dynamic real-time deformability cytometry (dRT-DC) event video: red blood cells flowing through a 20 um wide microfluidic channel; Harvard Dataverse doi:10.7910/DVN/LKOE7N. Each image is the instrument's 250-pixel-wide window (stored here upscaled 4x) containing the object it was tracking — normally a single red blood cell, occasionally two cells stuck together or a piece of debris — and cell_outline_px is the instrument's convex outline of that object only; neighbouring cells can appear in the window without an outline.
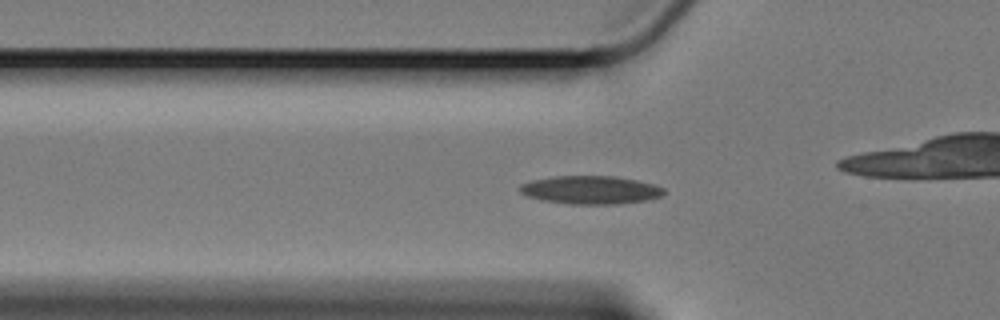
{"species": "Egyptian fruit bat (a non-hibernating species)", "species_latin": "Rousettus aegyptiacus", "temperature_condition": "cold", "stored_images_in_passage": 50, "camera_frame_rate_fps": 3000, "um_per_image_px": 0.085, "animal": {"sex": "female"}, "frame": {"image": 1, "passage_image": 9, "time_ms": 2.667, "image_size_px": [1000, 320], "cell_outline_px": [[664, 196], [648, 200], [620, 204], [568, 204], [540, 200], [528, 196], [520, 192], [520, 184], [532, 180], [556, 176], [616, 176], [656, 184], [664, 188]], "centroid_in_image_um": [50.24, 16.15], "position_along_channel_um": 75.6, "area_um2": 23.93}}
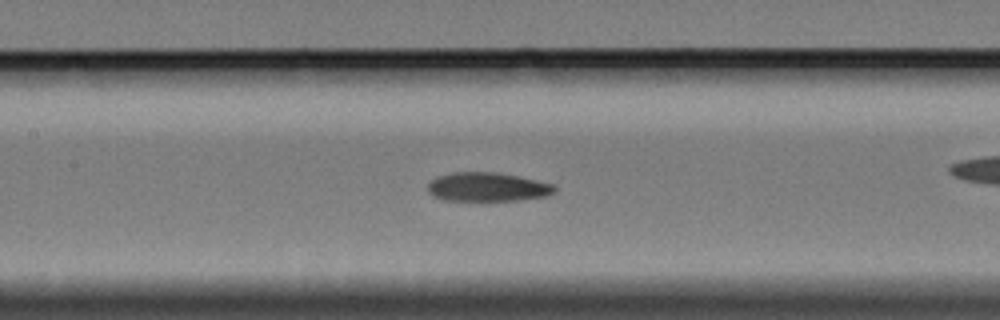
{"frame": {"image": 2, "passage_image": 17, "time_ms": 5.333, "image_size_px": [1000, 320], "cell_outline_px": [[556, 192], [548, 196], [516, 200], [444, 200], [432, 196], [428, 192], [428, 184], [436, 176], [452, 172], [496, 172], [536, 180], [552, 184], [556, 188]], "centroid_in_image_um": [41.41, 15.89], "position_along_channel_um": 166.0, "area_um2": 21.33}}
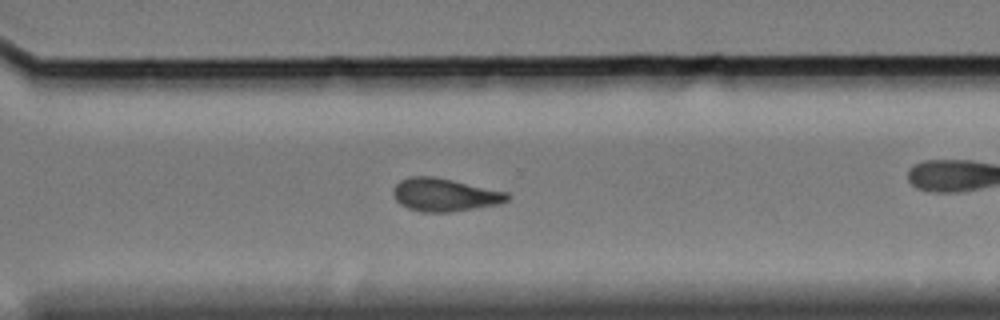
{"frame": {"image": 3, "passage_image": 32, "time_ms": 10.333, "image_size_px": [1000, 320], "cell_outline_px": [[508, 200], [500, 204], [452, 212], [420, 212], [408, 208], [400, 204], [396, 200], [392, 192], [396, 184], [400, 180], [408, 176], [432, 176], [452, 180], [508, 192]], "centroid_in_image_um": [37.77, 16.56], "position_along_channel_um": 332.8, "area_um2": 21.96}, "authors_computed_cell_mechanics": {"area_um2": 21.5305, "velocity_mm_per_s": 3.3591, "shape_relaxation_time_tau1_ms": 9.0111, "shape_relaxation_time_tau2_ms": 3.8665, "deformation_change_tau1": 0.1962, "deformation_change_tau2": 0.112}}